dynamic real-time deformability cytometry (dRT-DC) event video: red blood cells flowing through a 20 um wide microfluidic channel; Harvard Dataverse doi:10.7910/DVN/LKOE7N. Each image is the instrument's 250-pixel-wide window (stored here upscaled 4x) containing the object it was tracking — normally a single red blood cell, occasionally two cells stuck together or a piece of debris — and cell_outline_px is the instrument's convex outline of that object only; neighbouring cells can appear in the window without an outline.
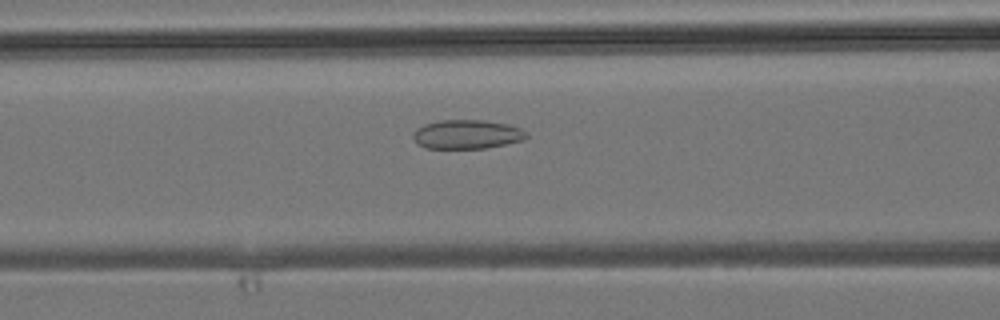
{"species": "common noctule bat (a hibernating species)", "species_latin": "Nyctalus noctula", "temperature_condition": "room temperature", "stored_images_in_passage": 31, "camera_frame_rate_fps": 3000, "um_per_image_px": 0.085, "animal": {"sex": "male", "body_mass_g": 19.2, "forearm_length_mm": 51.8}, "frame": {"image": 1, "passage_image": 7, "time_ms": 2.0, "image_size_px": [1000, 320], "cell_outline_px": [[528, 136], [524, 140], [484, 148], [424, 148], [416, 144], [412, 136], [412, 132], [416, 128], [424, 124], [440, 120], [484, 120], [508, 124], [520, 128], [528, 132]], "centroid_in_image_um": [39.66, 11.41], "position_along_channel_um": 126.9, "area_um2": 19.36}}
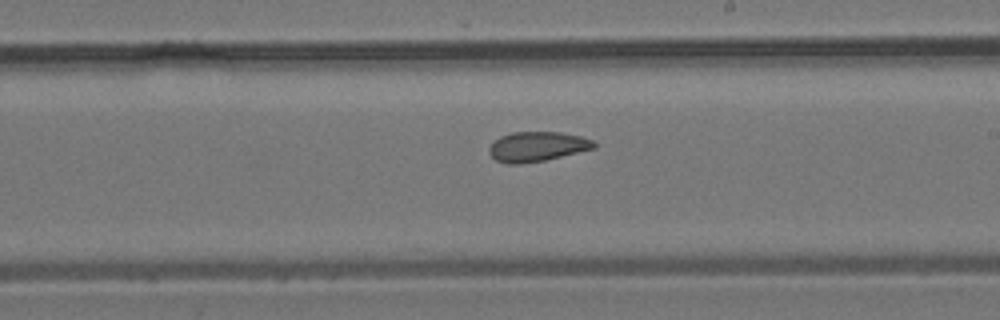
{"frame": {"image": 2, "passage_image": 14, "time_ms": 4.333, "image_size_px": [1000, 320], "cell_outline_px": [[596, 148], [544, 160], [520, 164], [508, 164], [496, 160], [488, 152], [488, 148], [500, 136], [512, 132], [560, 132], [580, 136], [592, 140], [596, 144]], "centroid_in_image_um": [45.65, 12.46], "position_along_channel_um": 243.4, "area_um2": 18.09}}
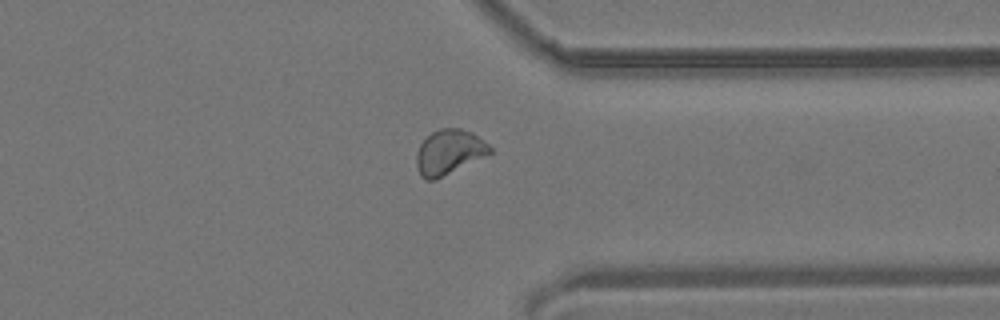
{"frame": {"image": 3, "passage_image": 22, "time_ms": 7.0, "image_size_px": [1000, 320], "cell_outline_px": [[492, 152], [436, 180], [424, 180], [420, 176], [416, 164], [416, 152], [420, 144], [432, 132], [440, 128], [460, 128], [472, 132], [488, 144], [492, 148]], "centroid_in_image_um": [38.14, 12.93], "position_along_channel_um": 373.3, "area_um2": 19.13}}